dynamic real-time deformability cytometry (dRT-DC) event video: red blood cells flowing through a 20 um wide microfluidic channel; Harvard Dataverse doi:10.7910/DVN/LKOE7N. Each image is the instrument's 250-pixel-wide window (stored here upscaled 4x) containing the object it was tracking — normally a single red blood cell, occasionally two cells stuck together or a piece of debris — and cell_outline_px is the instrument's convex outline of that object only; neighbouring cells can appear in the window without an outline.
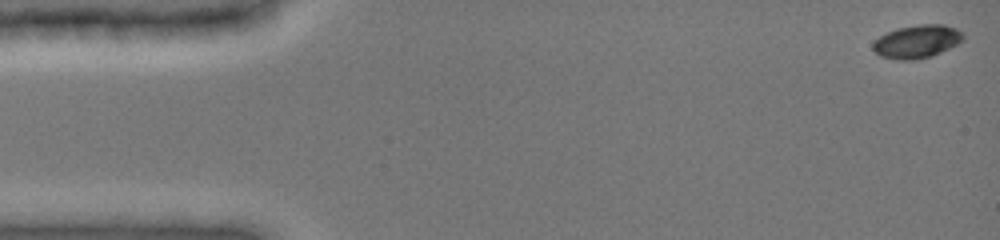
{"species": "common noctule bat (a hibernating species)", "species_latin": "Nyctalus noctula", "temperature_condition": "cold", "stored_images_in_passage": 13, "camera_frame_rate_fps": 3000, "um_per_image_px": 0.085, "animal": {"sex": "female", "body_mass_g": 19.0, "forearm_length_mm": 51.5}, "frame": {"image": 1, "passage_image": 1, "time_ms": 0.0, "image_size_px": [1000, 240], "cell_outline_px": [[964, 40], [932, 56], [916, 60], [896, 60], [880, 56], [872, 48], [872, 44], [880, 36], [896, 28], [920, 24], [944, 24], [956, 28], [964, 32]], "centroid_in_image_um": [77.96, 3.52], "position_along_channel_um": 7.0, "area_um2": 17.51}}
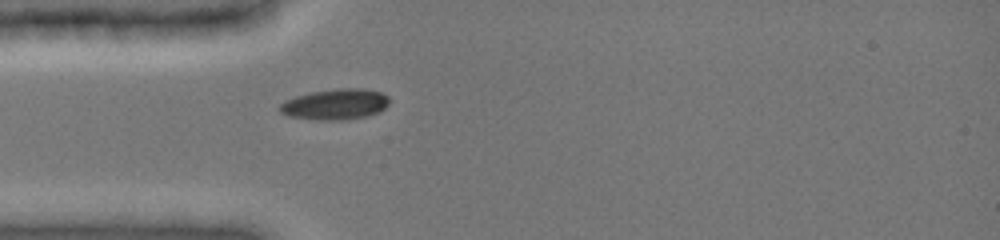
{"frame": {"image": 2, "passage_image": 13, "time_ms": 4.333, "image_size_px": [1000, 240], "cell_outline_px": [[388, 104], [380, 112], [368, 116], [344, 120], [320, 120], [288, 116], [280, 112], [276, 108], [284, 100], [296, 96], [312, 92], [336, 88], [364, 88], [380, 92], [388, 96]], "centroid_in_image_um": [28.48, 8.86], "position_along_channel_um": 56.5, "area_um2": 19.83}}